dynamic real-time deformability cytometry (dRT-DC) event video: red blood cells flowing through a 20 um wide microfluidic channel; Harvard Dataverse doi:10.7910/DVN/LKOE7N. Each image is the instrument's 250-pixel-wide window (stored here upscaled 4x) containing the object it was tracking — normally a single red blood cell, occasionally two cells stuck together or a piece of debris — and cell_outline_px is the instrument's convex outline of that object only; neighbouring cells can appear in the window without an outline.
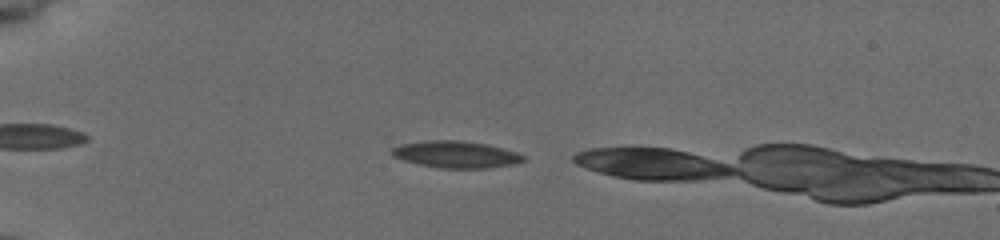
{"species": "common noctule bat (a hibernating species)", "species_latin": "Nyctalus noctula", "temperature_condition": "cold", "stored_images_in_passage": 11, "camera_frame_rate_fps": 3000, "um_per_image_px": 0.085, "animal": {"sex": "female", "body_mass_g": 19.5, "forearm_length_mm": 54.1}, "frame": {"image": 1, "passage_image": 4, "time_ms": 1.0, "image_size_px": [1000, 240], "cell_outline_px": [[524, 160], [512, 164], [484, 168], [440, 168], [420, 164], [392, 156], [392, 148], [404, 144], [436, 140], [456, 140], [484, 144], [500, 148], [524, 156]], "centroid_in_image_um": [38.73, 13.13], "position_along_channel_um": 46.3, "area_um2": 19.71}}
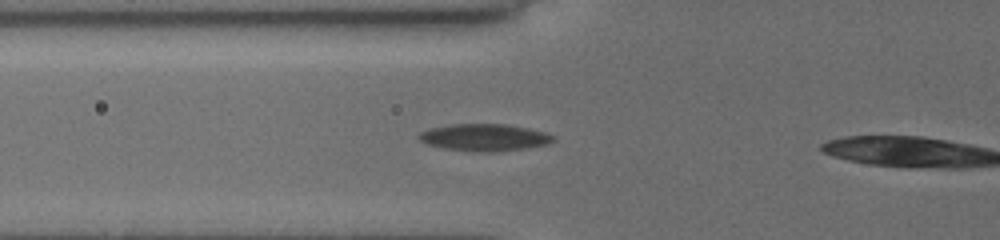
{"frame": {"image": 2, "passage_image": 10, "time_ms": 3.0, "image_size_px": [1000, 240], "cell_outline_px": [[552, 140], [548, 144], [524, 148], [492, 152], [480, 152], [444, 148], [428, 144], [420, 140], [416, 136], [420, 132], [432, 128], [452, 124], [504, 124], [528, 128], [544, 132], [552, 136]], "centroid_in_image_um": [41.13, 11.68], "position_along_channel_um": 84.7, "area_um2": 20.81}}